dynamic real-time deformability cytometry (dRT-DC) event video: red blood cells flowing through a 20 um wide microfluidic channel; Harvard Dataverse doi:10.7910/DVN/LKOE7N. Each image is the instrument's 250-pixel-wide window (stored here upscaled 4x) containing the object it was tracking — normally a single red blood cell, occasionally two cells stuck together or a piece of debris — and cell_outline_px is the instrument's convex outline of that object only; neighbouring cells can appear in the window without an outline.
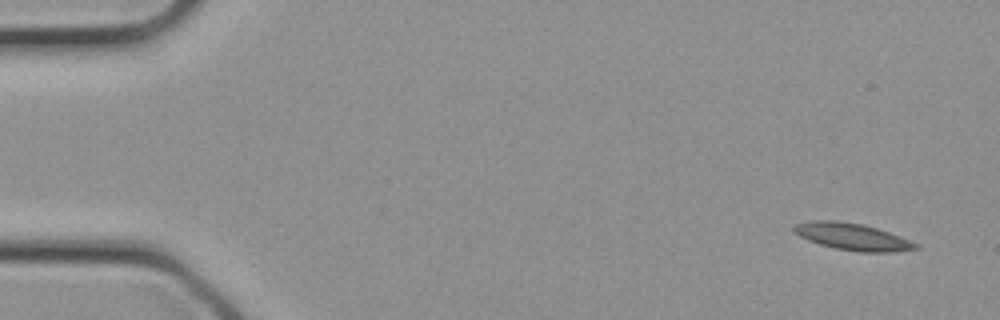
{"species": "common noctule bat (a hibernating species)", "species_latin": "Nyctalus noctula", "temperature_condition": "cold", "stored_images_in_passage": 4, "camera_frame_rate_fps": 3000, "um_per_image_px": 0.085, "animal": {"sex": "female", "body_mass_g": 21.9}, "frame": {"image": 1, "passage_image": 1, "time_ms": 0.0, "image_size_px": [1000, 320], "cell_outline_px": [[920, 248], [896, 252], [860, 252], [836, 248], [820, 244], [808, 240], [792, 232], [792, 228], [796, 224], [812, 220], [836, 220], [864, 224], [900, 236], [920, 244]], "centroid_in_image_um": [72.47, 20.12], "position_along_channel_um": 12.5, "area_um2": 19.19}}
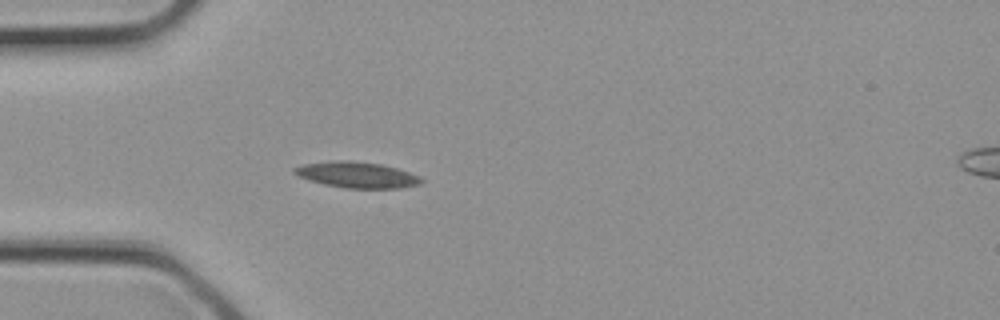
{"frame": {"image": 2, "passage_image": 3, "time_ms": 0.667, "image_size_px": [1000, 320], "cell_outline_px": [[424, 180], [420, 184], [400, 188], [344, 188], [324, 184], [308, 180], [292, 172], [292, 168], [300, 164], [336, 160], [348, 160], [380, 164], [396, 168], [420, 176]], "centroid_in_image_um": [30.3, 14.86], "position_along_channel_um": 54.7, "area_um2": 19.25}}